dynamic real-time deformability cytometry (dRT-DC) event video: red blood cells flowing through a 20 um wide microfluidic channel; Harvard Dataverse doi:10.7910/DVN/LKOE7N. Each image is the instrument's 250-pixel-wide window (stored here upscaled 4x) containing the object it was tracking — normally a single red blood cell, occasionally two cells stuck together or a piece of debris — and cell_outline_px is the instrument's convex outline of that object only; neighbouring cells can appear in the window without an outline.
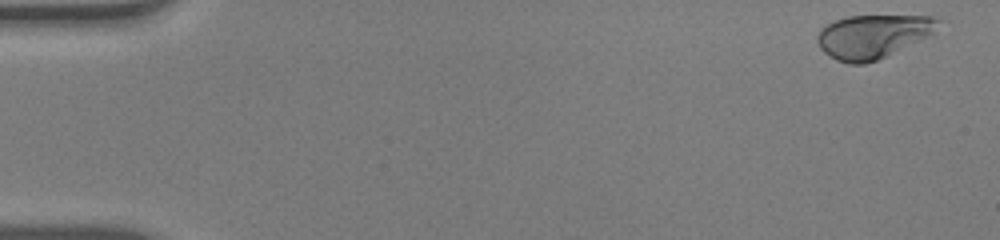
{"species": "human", "species_latin": "Homo sapiens", "temperature_condition": "warm", "stored_images_in_passage": 53, "camera_frame_rate_fps": 3000, "um_per_image_px": 0.085, "donor": {"sex": "male"}, "frame": {"image": 1, "passage_image": 2, "time_ms": 0.333, "image_size_px": [1000, 240], "cell_outline_px": [[940, 20], [932, 32], [928, 36], [920, 40], [876, 60], [864, 64], [848, 64], [836, 60], [824, 52], [820, 48], [816, 40], [816, 36], [820, 28], [836, 20], [848, 16], [932, 16]], "centroid_in_image_um": [74.12, 3.09], "position_along_channel_um": 10.9, "area_um2": 30.29}}
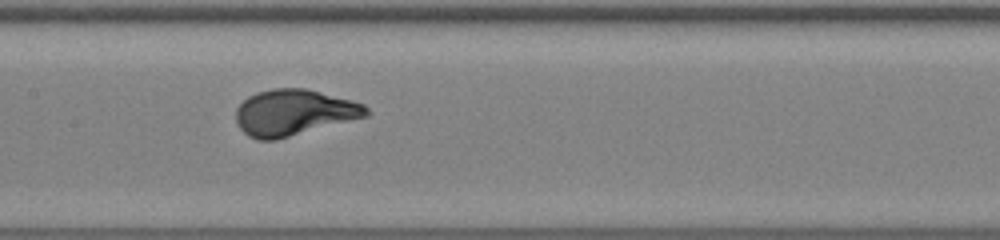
{"frame": {"image": 2, "passage_image": 27, "time_ms": 8.667, "image_size_px": [1000, 240], "cell_outline_px": [[372, 112], [368, 116], [276, 140], [256, 140], [248, 136], [236, 124], [236, 108], [248, 96], [256, 92], [272, 88], [304, 88], [352, 100], [364, 104]], "centroid_in_image_um": [24.98, 9.57], "position_along_channel_um": 182.4, "area_um2": 35.14}}
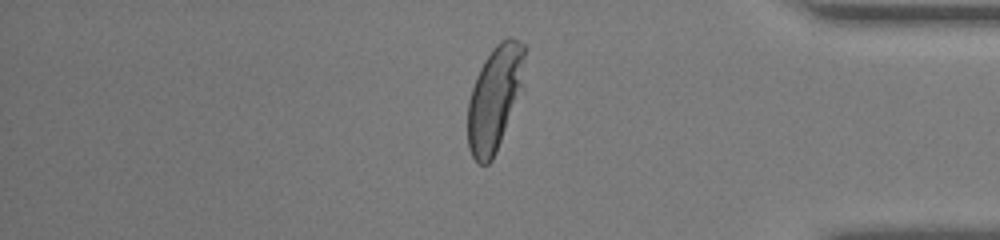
{"frame": {"image": 3, "passage_image": 45, "time_ms": 14.667, "image_size_px": [1000, 240], "cell_outline_px": [[524, 88], [496, 152], [492, 160], [488, 164], [480, 164], [472, 156], [468, 148], [468, 100], [476, 76], [484, 60], [492, 48], [500, 40], [508, 36], [512, 36], [520, 40], [524, 44]], "centroid_in_image_um": [42.07, 8.31], "position_along_channel_um": 393.1, "area_um2": 35.26}, "authors_computed_cell_mechanics": {"area_um2": 33.7552, "velocity_mm_per_s": 3.9027, "shape_relaxation_time_tau1_ms": 2.8082, "shape_relaxation_time_tau2_ms": null, "deformation_change_tau1": 0.1903, "deformation_change_tau2": null}}